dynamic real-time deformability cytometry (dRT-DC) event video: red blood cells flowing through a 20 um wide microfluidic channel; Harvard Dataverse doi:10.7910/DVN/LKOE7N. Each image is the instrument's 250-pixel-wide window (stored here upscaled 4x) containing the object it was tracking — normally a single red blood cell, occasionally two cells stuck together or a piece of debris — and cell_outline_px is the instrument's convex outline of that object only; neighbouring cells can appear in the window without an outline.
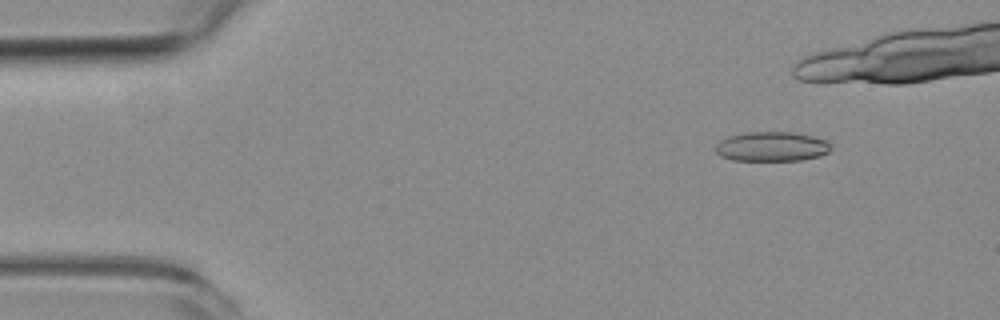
{"species": "common noctule bat (a hibernating species)", "species_latin": "Nyctalus noctula", "temperature_condition": "room temperature", "stored_images_in_passage": 7, "camera_frame_rate_fps": 3000, "um_per_image_px": 0.085, "animal": {"sex": "female", "body_mass_g": 19.3, "forearm_length_mm": 54.1}, "frame": {"image": 1, "passage_image": 2, "time_ms": 1.333, "image_size_px": [1000, 320], "cell_outline_px": [[832, 148], [828, 152], [820, 156], [800, 160], [732, 160], [720, 156], [716, 152], [716, 144], [720, 140], [728, 136], [748, 132], [792, 132], [812, 136], [828, 140], [832, 144]], "centroid_in_image_um": [65.62, 12.45], "position_along_channel_um": 19.4, "area_um2": 20.0}}